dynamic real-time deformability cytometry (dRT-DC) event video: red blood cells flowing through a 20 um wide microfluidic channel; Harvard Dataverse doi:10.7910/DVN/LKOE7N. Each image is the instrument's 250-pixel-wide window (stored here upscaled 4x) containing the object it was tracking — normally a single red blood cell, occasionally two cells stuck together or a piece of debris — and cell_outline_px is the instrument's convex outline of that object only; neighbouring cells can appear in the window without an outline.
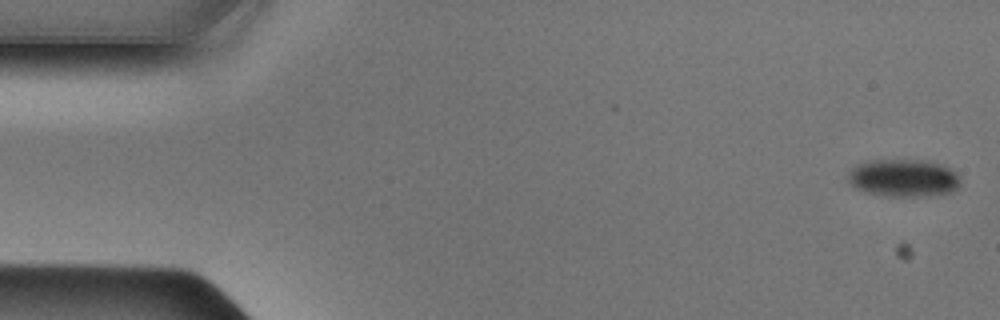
{"species": "Egyptian fruit bat (a non-hibernating species)", "species_latin": "Rousettus aegyptiacus", "temperature_condition": "cold", "stored_images_in_passage": 47, "camera_frame_rate_fps": 3000, "um_per_image_px": 0.085, "animal": {"sex": "male"}, "frame": {"image": 1, "passage_image": 1, "time_ms": 0.0, "image_size_px": [1000, 320], "cell_outline_px": [[960, 184], [952, 192], [924, 196], [884, 196], [864, 192], [848, 184], [848, 172], [852, 168], [860, 164], [872, 160], [928, 160], [940, 164], [956, 172], [960, 176]], "centroid_in_image_um": [76.79, 15.13], "position_along_channel_um": 8.2, "area_um2": 24.74}}
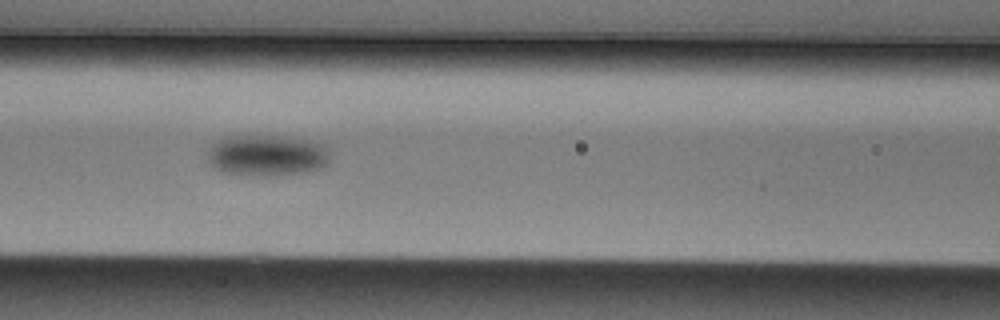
{"frame": {"image": 2, "passage_image": 20, "time_ms": 6.333, "image_size_px": [1000, 320], "cell_outline_px": [[328, 160], [320, 168], [308, 172], [280, 176], [244, 176], [220, 172], [212, 168], [208, 160], [208, 152], [212, 144], [216, 140], [224, 136], [280, 136], [308, 140], [324, 144], [328, 152]], "centroid_in_image_um": [22.62, 13.23], "position_along_channel_um": 144.0, "area_um2": 29.94}}
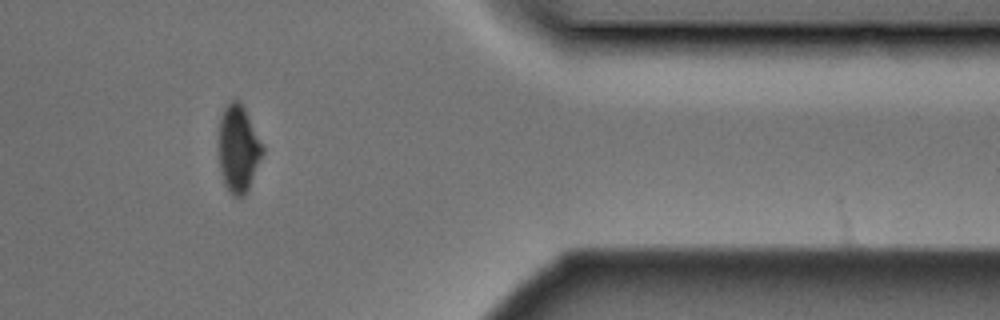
{"frame": {"image": 3, "passage_image": 40, "time_ms": 13.0, "image_size_px": [1000, 320], "cell_outline_px": [[264, 152], [248, 188], [244, 196], [232, 196], [228, 192], [224, 184], [220, 172], [216, 148], [220, 116], [224, 108], [232, 100], [240, 100], [264, 148]], "centroid_in_image_um": [20.2, 12.65], "position_along_channel_um": 391.2, "area_um2": 22.66}}